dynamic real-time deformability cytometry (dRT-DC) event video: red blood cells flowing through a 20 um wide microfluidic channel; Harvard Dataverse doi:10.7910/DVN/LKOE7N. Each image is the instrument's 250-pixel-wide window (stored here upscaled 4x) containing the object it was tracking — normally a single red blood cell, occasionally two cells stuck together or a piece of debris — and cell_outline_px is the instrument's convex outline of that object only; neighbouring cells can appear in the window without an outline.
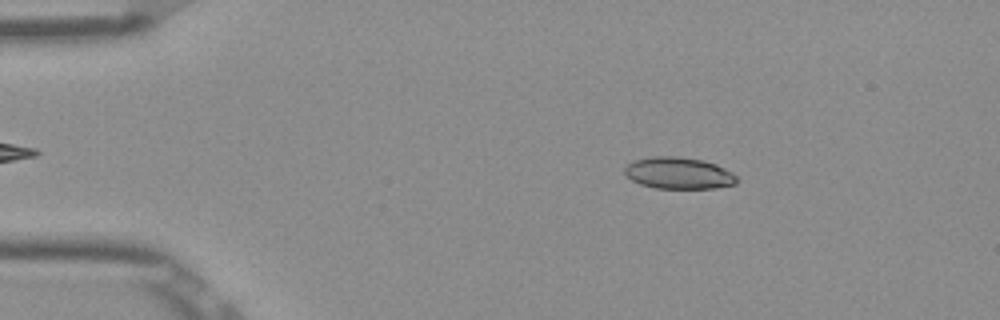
{"species": "Egyptian fruit bat (a non-hibernating species)", "species_latin": "Rousettus aegyptiacus", "temperature_condition": "room temperature", "stored_images_in_passage": 48, "camera_frame_rate_fps": 3000, "um_per_image_px": 0.085, "frame": {"image": 1, "passage_image": 5, "time_ms": 1.333, "image_size_px": [1000, 320], "cell_outline_px": [[736, 184], [716, 188], [656, 188], [640, 184], [632, 180], [624, 172], [624, 168], [628, 164], [636, 160], [652, 156], [676, 156], [704, 160], [716, 164], [732, 172], [736, 176]], "centroid_in_image_um": [57.7, 14.71], "position_along_channel_um": 27.3, "area_um2": 20.63}}
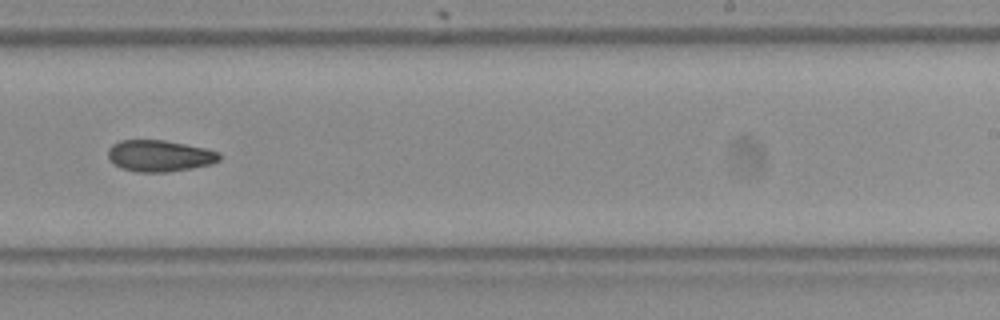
{"frame": {"image": 2, "passage_image": 29, "time_ms": 9.333, "image_size_px": [1000, 320], "cell_outline_px": [[220, 160], [212, 164], [192, 168], [164, 172], [136, 172], [120, 168], [108, 156], [108, 148], [112, 144], [120, 140], [164, 140], [208, 148], [220, 152]], "centroid_in_image_um": [13.59, 13.24], "position_along_channel_um": 275.4, "area_um2": 20.52}}
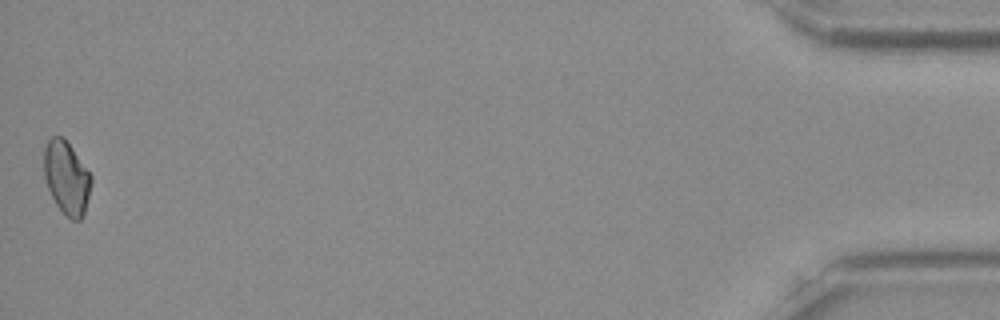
{"frame": {"image": 3, "passage_image": 48, "time_ms": 15.667, "image_size_px": [1000, 320], "cell_outline_px": [[92, 180], [84, 216], [80, 220], [72, 220], [56, 204], [48, 188], [44, 176], [44, 148], [48, 140], [52, 136], [64, 136], [92, 176]], "centroid_in_image_um": [5.66, 15.08], "position_along_channel_um": 429.5, "area_um2": 20.06}}